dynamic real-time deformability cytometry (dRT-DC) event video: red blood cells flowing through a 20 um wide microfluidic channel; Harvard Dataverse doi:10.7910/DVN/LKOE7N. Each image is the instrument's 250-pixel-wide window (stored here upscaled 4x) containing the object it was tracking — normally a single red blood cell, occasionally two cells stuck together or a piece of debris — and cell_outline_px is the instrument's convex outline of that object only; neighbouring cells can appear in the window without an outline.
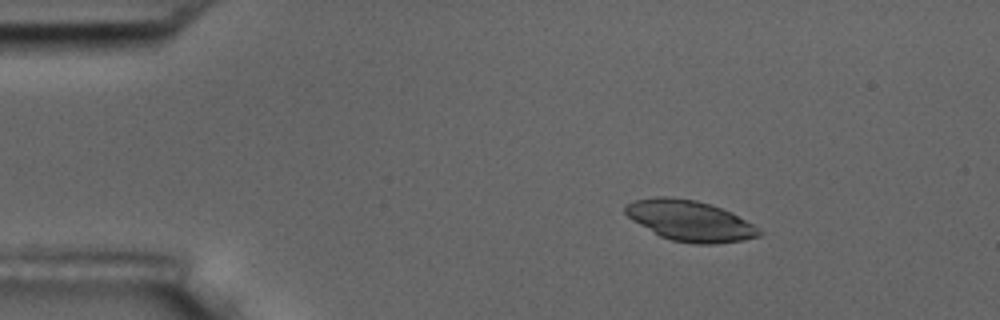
{"species": "common noctule bat (a hibernating species)", "species_latin": "Nyctalus noctula", "temperature_condition": "room temperature", "stored_images_in_passage": 14, "camera_frame_rate_fps": 3000, "um_per_image_px": 0.085, "animal": {"sex": "male", "body_mass_g": 17.5, "forearm_length_mm": 52.3}, "frame": {"image": 1, "passage_image": 9, "time_ms": 2.667, "image_size_px": [1000, 320], "cell_outline_px": [[764, 232], [760, 236], [740, 240], [716, 244], [696, 244], [672, 240], [660, 236], [632, 220], [624, 212], [624, 208], [628, 204], [636, 200], [656, 196], [664, 196], [696, 200], [712, 204], [732, 212], [752, 224]], "centroid_in_image_um": [58.66, 18.76], "position_along_channel_um": 26.3, "area_um2": 31.56}}